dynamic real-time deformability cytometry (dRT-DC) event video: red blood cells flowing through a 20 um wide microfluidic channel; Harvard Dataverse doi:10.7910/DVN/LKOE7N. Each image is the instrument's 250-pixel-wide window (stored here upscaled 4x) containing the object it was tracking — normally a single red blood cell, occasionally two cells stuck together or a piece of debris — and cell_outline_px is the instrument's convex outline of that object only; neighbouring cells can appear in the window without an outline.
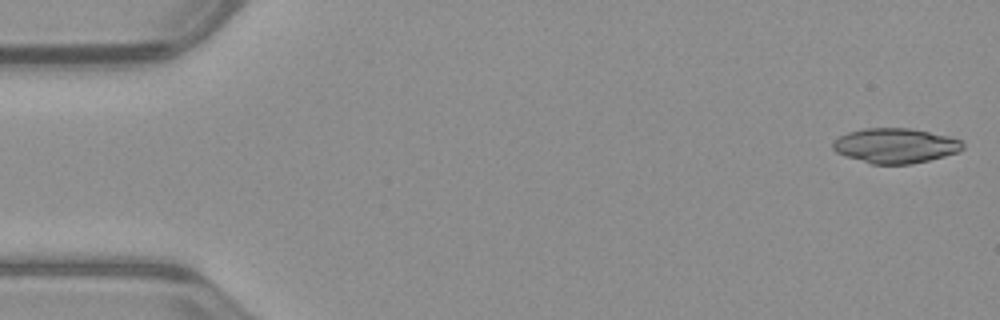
{"species": "common noctule bat (a hibernating species)", "species_latin": "Nyctalus noctula", "temperature_condition": "warm", "stored_images_in_passage": 51, "camera_frame_rate_fps": 3000, "um_per_image_px": 0.085, "animal": {"sex": "male", "body_mass_g": 23.1, "forearm_length_mm": 52.7}, "frame": {"image": 1, "passage_image": 1, "time_ms": 0.0, "image_size_px": [1000, 320], "cell_outline_px": [[964, 148], [960, 152], [912, 164], [872, 164], [844, 156], [836, 152], [832, 148], [832, 144], [840, 136], [848, 132], [864, 128], [912, 128], [948, 136], [960, 140], [964, 144]], "centroid_in_image_um": [76.11, 12.38], "position_along_channel_um": 8.9, "area_um2": 26.47}}